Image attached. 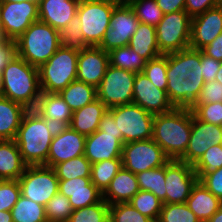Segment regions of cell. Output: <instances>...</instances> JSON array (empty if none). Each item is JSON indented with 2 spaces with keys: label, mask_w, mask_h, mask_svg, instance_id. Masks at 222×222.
I'll list each match as a JSON object with an SVG mask.
<instances>
[{
  "label": "cell",
  "mask_w": 222,
  "mask_h": 222,
  "mask_svg": "<svg viewBox=\"0 0 222 222\" xmlns=\"http://www.w3.org/2000/svg\"><path fill=\"white\" fill-rule=\"evenodd\" d=\"M190 110L198 120L222 126V102L193 105Z\"/></svg>",
  "instance_id": "obj_48"
},
{
  "label": "cell",
  "mask_w": 222,
  "mask_h": 222,
  "mask_svg": "<svg viewBox=\"0 0 222 222\" xmlns=\"http://www.w3.org/2000/svg\"><path fill=\"white\" fill-rule=\"evenodd\" d=\"M167 95L176 108H191L205 81L201 68V50L186 48L167 53Z\"/></svg>",
  "instance_id": "obj_1"
},
{
  "label": "cell",
  "mask_w": 222,
  "mask_h": 222,
  "mask_svg": "<svg viewBox=\"0 0 222 222\" xmlns=\"http://www.w3.org/2000/svg\"><path fill=\"white\" fill-rule=\"evenodd\" d=\"M13 222H48L46 218L45 206L30 200L23 195L11 209Z\"/></svg>",
  "instance_id": "obj_32"
},
{
  "label": "cell",
  "mask_w": 222,
  "mask_h": 222,
  "mask_svg": "<svg viewBox=\"0 0 222 222\" xmlns=\"http://www.w3.org/2000/svg\"><path fill=\"white\" fill-rule=\"evenodd\" d=\"M222 167V144L211 146L203 154L200 160L193 166L198 179L203 174L214 173Z\"/></svg>",
  "instance_id": "obj_45"
},
{
  "label": "cell",
  "mask_w": 222,
  "mask_h": 222,
  "mask_svg": "<svg viewBox=\"0 0 222 222\" xmlns=\"http://www.w3.org/2000/svg\"><path fill=\"white\" fill-rule=\"evenodd\" d=\"M130 7L140 23L156 27L164 16L155 0H135Z\"/></svg>",
  "instance_id": "obj_43"
},
{
  "label": "cell",
  "mask_w": 222,
  "mask_h": 222,
  "mask_svg": "<svg viewBox=\"0 0 222 222\" xmlns=\"http://www.w3.org/2000/svg\"><path fill=\"white\" fill-rule=\"evenodd\" d=\"M73 111L57 93H50L44 110V119L58 127H69Z\"/></svg>",
  "instance_id": "obj_31"
},
{
  "label": "cell",
  "mask_w": 222,
  "mask_h": 222,
  "mask_svg": "<svg viewBox=\"0 0 222 222\" xmlns=\"http://www.w3.org/2000/svg\"><path fill=\"white\" fill-rule=\"evenodd\" d=\"M15 41L17 55L36 68L45 64L60 47L59 31L39 20Z\"/></svg>",
  "instance_id": "obj_4"
},
{
  "label": "cell",
  "mask_w": 222,
  "mask_h": 222,
  "mask_svg": "<svg viewBox=\"0 0 222 222\" xmlns=\"http://www.w3.org/2000/svg\"><path fill=\"white\" fill-rule=\"evenodd\" d=\"M129 203L153 222L158 220L163 205L162 201L152 192L141 190L130 199Z\"/></svg>",
  "instance_id": "obj_37"
},
{
  "label": "cell",
  "mask_w": 222,
  "mask_h": 222,
  "mask_svg": "<svg viewBox=\"0 0 222 222\" xmlns=\"http://www.w3.org/2000/svg\"><path fill=\"white\" fill-rule=\"evenodd\" d=\"M191 21L185 10L164 14L156 26L157 43L162 54L190 47Z\"/></svg>",
  "instance_id": "obj_9"
},
{
  "label": "cell",
  "mask_w": 222,
  "mask_h": 222,
  "mask_svg": "<svg viewBox=\"0 0 222 222\" xmlns=\"http://www.w3.org/2000/svg\"><path fill=\"white\" fill-rule=\"evenodd\" d=\"M59 192L68 197L73 210L94 205L103 199L102 192L90 177L59 180Z\"/></svg>",
  "instance_id": "obj_22"
},
{
  "label": "cell",
  "mask_w": 222,
  "mask_h": 222,
  "mask_svg": "<svg viewBox=\"0 0 222 222\" xmlns=\"http://www.w3.org/2000/svg\"><path fill=\"white\" fill-rule=\"evenodd\" d=\"M59 95L72 111L81 109L97 99L96 88L79 80L72 81Z\"/></svg>",
  "instance_id": "obj_30"
},
{
  "label": "cell",
  "mask_w": 222,
  "mask_h": 222,
  "mask_svg": "<svg viewBox=\"0 0 222 222\" xmlns=\"http://www.w3.org/2000/svg\"><path fill=\"white\" fill-rule=\"evenodd\" d=\"M222 33V8L216 6L192 18L190 48L201 50Z\"/></svg>",
  "instance_id": "obj_19"
},
{
  "label": "cell",
  "mask_w": 222,
  "mask_h": 222,
  "mask_svg": "<svg viewBox=\"0 0 222 222\" xmlns=\"http://www.w3.org/2000/svg\"><path fill=\"white\" fill-rule=\"evenodd\" d=\"M92 163L85 155L61 162L53 167L59 180L75 179L76 177H90Z\"/></svg>",
  "instance_id": "obj_36"
},
{
  "label": "cell",
  "mask_w": 222,
  "mask_h": 222,
  "mask_svg": "<svg viewBox=\"0 0 222 222\" xmlns=\"http://www.w3.org/2000/svg\"><path fill=\"white\" fill-rule=\"evenodd\" d=\"M128 46L146 61L162 55L157 43L156 27L149 24L139 22Z\"/></svg>",
  "instance_id": "obj_28"
},
{
  "label": "cell",
  "mask_w": 222,
  "mask_h": 222,
  "mask_svg": "<svg viewBox=\"0 0 222 222\" xmlns=\"http://www.w3.org/2000/svg\"><path fill=\"white\" fill-rule=\"evenodd\" d=\"M142 72L156 88L167 92V54L147 61Z\"/></svg>",
  "instance_id": "obj_41"
},
{
  "label": "cell",
  "mask_w": 222,
  "mask_h": 222,
  "mask_svg": "<svg viewBox=\"0 0 222 222\" xmlns=\"http://www.w3.org/2000/svg\"><path fill=\"white\" fill-rule=\"evenodd\" d=\"M201 52L217 61H222V33L213 42L201 49Z\"/></svg>",
  "instance_id": "obj_54"
},
{
  "label": "cell",
  "mask_w": 222,
  "mask_h": 222,
  "mask_svg": "<svg viewBox=\"0 0 222 222\" xmlns=\"http://www.w3.org/2000/svg\"><path fill=\"white\" fill-rule=\"evenodd\" d=\"M109 207L102 199L94 205L73 210L68 222H109Z\"/></svg>",
  "instance_id": "obj_40"
},
{
  "label": "cell",
  "mask_w": 222,
  "mask_h": 222,
  "mask_svg": "<svg viewBox=\"0 0 222 222\" xmlns=\"http://www.w3.org/2000/svg\"><path fill=\"white\" fill-rule=\"evenodd\" d=\"M169 160L162 148L153 139L123 144L122 167L135 175L164 166Z\"/></svg>",
  "instance_id": "obj_13"
},
{
  "label": "cell",
  "mask_w": 222,
  "mask_h": 222,
  "mask_svg": "<svg viewBox=\"0 0 222 222\" xmlns=\"http://www.w3.org/2000/svg\"><path fill=\"white\" fill-rule=\"evenodd\" d=\"M139 189L152 192L162 202L166 199L165 165L136 174Z\"/></svg>",
  "instance_id": "obj_34"
},
{
  "label": "cell",
  "mask_w": 222,
  "mask_h": 222,
  "mask_svg": "<svg viewBox=\"0 0 222 222\" xmlns=\"http://www.w3.org/2000/svg\"><path fill=\"white\" fill-rule=\"evenodd\" d=\"M48 222H68L73 209L68 197L57 192L45 206Z\"/></svg>",
  "instance_id": "obj_42"
},
{
  "label": "cell",
  "mask_w": 222,
  "mask_h": 222,
  "mask_svg": "<svg viewBox=\"0 0 222 222\" xmlns=\"http://www.w3.org/2000/svg\"><path fill=\"white\" fill-rule=\"evenodd\" d=\"M217 6V0H185V11L193 18Z\"/></svg>",
  "instance_id": "obj_52"
},
{
  "label": "cell",
  "mask_w": 222,
  "mask_h": 222,
  "mask_svg": "<svg viewBox=\"0 0 222 222\" xmlns=\"http://www.w3.org/2000/svg\"><path fill=\"white\" fill-rule=\"evenodd\" d=\"M217 6L222 8V0H217Z\"/></svg>",
  "instance_id": "obj_63"
},
{
  "label": "cell",
  "mask_w": 222,
  "mask_h": 222,
  "mask_svg": "<svg viewBox=\"0 0 222 222\" xmlns=\"http://www.w3.org/2000/svg\"><path fill=\"white\" fill-rule=\"evenodd\" d=\"M138 24L139 20L130 6H115L109 28L98 47L109 52L115 48L128 46Z\"/></svg>",
  "instance_id": "obj_15"
},
{
  "label": "cell",
  "mask_w": 222,
  "mask_h": 222,
  "mask_svg": "<svg viewBox=\"0 0 222 222\" xmlns=\"http://www.w3.org/2000/svg\"><path fill=\"white\" fill-rule=\"evenodd\" d=\"M50 92L42 87L38 88L30 98L20 104L21 121L41 119L44 117L46 101Z\"/></svg>",
  "instance_id": "obj_39"
},
{
  "label": "cell",
  "mask_w": 222,
  "mask_h": 222,
  "mask_svg": "<svg viewBox=\"0 0 222 222\" xmlns=\"http://www.w3.org/2000/svg\"><path fill=\"white\" fill-rule=\"evenodd\" d=\"M164 14L185 10V0H155Z\"/></svg>",
  "instance_id": "obj_55"
},
{
  "label": "cell",
  "mask_w": 222,
  "mask_h": 222,
  "mask_svg": "<svg viewBox=\"0 0 222 222\" xmlns=\"http://www.w3.org/2000/svg\"><path fill=\"white\" fill-rule=\"evenodd\" d=\"M207 222H222V205L219 210Z\"/></svg>",
  "instance_id": "obj_59"
},
{
  "label": "cell",
  "mask_w": 222,
  "mask_h": 222,
  "mask_svg": "<svg viewBox=\"0 0 222 222\" xmlns=\"http://www.w3.org/2000/svg\"><path fill=\"white\" fill-rule=\"evenodd\" d=\"M123 137L122 134H110L98 129L86 136L85 157L92 163L122 158Z\"/></svg>",
  "instance_id": "obj_21"
},
{
  "label": "cell",
  "mask_w": 222,
  "mask_h": 222,
  "mask_svg": "<svg viewBox=\"0 0 222 222\" xmlns=\"http://www.w3.org/2000/svg\"><path fill=\"white\" fill-rule=\"evenodd\" d=\"M38 20V1L0 2L1 36L6 40L15 41Z\"/></svg>",
  "instance_id": "obj_12"
},
{
  "label": "cell",
  "mask_w": 222,
  "mask_h": 222,
  "mask_svg": "<svg viewBox=\"0 0 222 222\" xmlns=\"http://www.w3.org/2000/svg\"><path fill=\"white\" fill-rule=\"evenodd\" d=\"M222 144V126L198 120L192 112L191 135L185 154L179 159L194 166L207 149Z\"/></svg>",
  "instance_id": "obj_16"
},
{
  "label": "cell",
  "mask_w": 222,
  "mask_h": 222,
  "mask_svg": "<svg viewBox=\"0 0 222 222\" xmlns=\"http://www.w3.org/2000/svg\"><path fill=\"white\" fill-rule=\"evenodd\" d=\"M186 204L201 222H207L219 210L222 201L197 181Z\"/></svg>",
  "instance_id": "obj_26"
},
{
  "label": "cell",
  "mask_w": 222,
  "mask_h": 222,
  "mask_svg": "<svg viewBox=\"0 0 222 222\" xmlns=\"http://www.w3.org/2000/svg\"><path fill=\"white\" fill-rule=\"evenodd\" d=\"M115 5L104 0H80L77 14L88 47L99 46L109 28Z\"/></svg>",
  "instance_id": "obj_8"
},
{
  "label": "cell",
  "mask_w": 222,
  "mask_h": 222,
  "mask_svg": "<svg viewBox=\"0 0 222 222\" xmlns=\"http://www.w3.org/2000/svg\"><path fill=\"white\" fill-rule=\"evenodd\" d=\"M77 80L97 88L109 65L108 52L98 46L87 47L78 54Z\"/></svg>",
  "instance_id": "obj_20"
},
{
  "label": "cell",
  "mask_w": 222,
  "mask_h": 222,
  "mask_svg": "<svg viewBox=\"0 0 222 222\" xmlns=\"http://www.w3.org/2000/svg\"><path fill=\"white\" fill-rule=\"evenodd\" d=\"M27 165L15 140H0V180H18Z\"/></svg>",
  "instance_id": "obj_27"
},
{
  "label": "cell",
  "mask_w": 222,
  "mask_h": 222,
  "mask_svg": "<svg viewBox=\"0 0 222 222\" xmlns=\"http://www.w3.org/2000/svg\"><path fill=\"white\" fill-rule=\"evenodd\" d=\"M121 167L122 158L94 163L91 168V182L103 193Z\"/></svg>",
  "instance_id": "obj_35"
},
{
  "label": "cell",
  "mask_w": 222,
  "mask_h": 222,
  "mask_svg": "<svg viewBox=\"0 0 222 222\" xmlns=\"http://www.w3.org/2000/svg\"><path fill=\"white\" fill-rule=\"evenodd\" d=\"M98 130L110 134H122L118 133L117 124L114 121L113 115L109 111L103 115Z\"/></svg>",
  "instance_id": "obj_56"
},
{
  "label": "cell",
  "mask_w": 222,
  "mask_h": 222,
  "mask_svg": "<svg viewBox=\"0 0 222 222\" xmlns=\"http://www.w3.org/2000/svg\"><path fill=\"white\" fill-rule=\"evenodd\" d=\"M20 195L18 180H0V211H11Z\"/></svg>",
  "instance_id": "obj_47"
},
{
  "label": "cell",
  "mask_w": 222,
  "mask_h": 222,
  "mask_svg": "<svg viewBox=\"0 0 222 222\" xmlns=\"http://www.w3.org/2000/svg\"><path fill=\"white\" fill-rule=\"evenodd\" d=\"M86 136L70 127H58L50 144L47 166L84 155Z\"/></svg>",
  "instance_id": "obj_17"
},
{
  "label": "cell",
  "mask_w": 222,
  "mask_h": 222,
  "mask_svg": "<svg viewBox=\"0 0 222 222\" xmlns=\"http://www.w3.org/2000/svg\"><path fill=\"white\" fill-rule=\"evenodd\" d=\"M2 89H3V75L2 71L0 70V96L2 95Z\"/></svg>",
  "instance_id": "obj_61"
},
{
  "label": "cell",
  "mask_w": 222,
  "mask_h": 222,
  "mask_svg": "<svg viewBox=\"0 0 222 222\" xmlns=\"http://www.w3.org/2000/svg\"><path fill=\"white\" fill-rule=\"evenodd\" d=\"M78 51L59 47L54 55L38 68L40 87L59 94L77 80Z\"/></svg>",
  "instance_id": "obj_5"
},
{
  "label": "cell",
  "mask_w": 222,
  "mask_h": 222,
  "mask_svg": "<svg viewBox=\"0 0 222 222\" xmlns=\"http://www.w3.org/2000/svg\"><path fill=\"white\" fill-rule=\"evenodd\" d=\"M198 176L192 165L171 159L165 164L166 199L163 204L186 203Z\"/></svg>",
  "instance_id": "obj_14"
},
{
  "label": "cell",
  "mask_w": 222,
  "mask_h": 222,
  "mask_svg": "<svg viewBox=\"0 0 222 222\" xmlns=\"http://www.w3.org/2000/svg\"><path fill=\"white\" fill-rule=\"evenodd\" d=\"M220 65V61L208 57L201 52V68L203 71V79L205 83L216 79V74L219 71Z\"/></svg>",
  "instance_id": "obj_53"
},
{
  "label": "cell",
  "mask_w": 222,
  "mask_h": 222,
  "mask_svg": "<svg viewBox=\"0 0 222 222\" xmlns=\"http://www.w3.org/2000/svg\"><path fill=\"white\" fill-rule=\"evenodd\" d=\"M109 222H153L142 215L129 202L117 203L109 207Z\"/></svg>",
  "instance_id": "obj_46"
},
{
  "label": "cell",
  "mask_w": 222,
  "mask_h": 222,
  "mask_svg": "<svg viewBox=\"0 0 222 222\" xmlns=\"http://www.w3.org/2000/svg\"><path fill=\"white\" fill-rule=\"evenodd\" d=\"M59 42L61 47L78 52L88 47L84 41L80 18L77 13L69 24L59 31Z\"/></svg>",
  "instance_id": "obj_38"
},
{
  "label": "cell",
  "mask_w": 222,
  "mask_h": 222,
  "mask_svg": "<svg viewBox=\"0 0 222 222\" xmlns=\"http://www.w3.org/2000/svg\"><path fill=\"white\" fill-rule=\"evenodd\" d=\"M17 55L16 41L6 40L0 35V70Z\"/></svg>",
  "instance_id": "obj_51"
},
{
  "label": "cell",
  "mask_w": 222,
  "mask_h": 222,
  "mask_svg": "<svg viewBox=\"0 0 222 222\" xmlns=\"http://www.w3.org/2000/svg\"><path fill=\"white\" fill-rule=\"evenodd\" d=\"M57 127L46 119L21 121L16 136L20 154L27 166L45 165Z\"/></svg>",
  "instance_id": "obj_3"
},
{
  "label": "cell",
  "mask_w": 222,
  "mask_h": 222,
  "mask_svg": "<svg viewBox=\"0 0 222 222\" xmlns=\"http://www.w3.org/2000/svg\"><path fill=\"white\" fill-rule=\"evenodd\" d=\"M222 102V84L216 80L206 82L194 105Z\"/></svg>",
  "instance_id": "obj_49"
},
{
  "label": "cell",
  "mask_w": 222,
  "mask_h": 222,
  "mask_svg": "<svg viewBox=\"0 0 222 222\" xmlns=\"http://www.w3.org/2000/svg\"><path fill=\"white\" fill-rule=\"evenodd\" d=\"M18 182L21 195L42 206L59 192V179L54 169L45 165L27 166Z\"/></svg>",
  "instance_id": "obj_11"
},
{
  "label": "cell",
  "mask_w": 222,
  "mask_h": 222,
  "mask_svg": "<svg viewBox=\"0 0 222 222\" xmlns=\"http://www.w3.org/2000/svg\"><path fill=\"white\" fill-rule=\"evenodd\" d=\"M115 6H130L135 0H104Z\"/></svg>",
  "instance_id": "obj_57"
},
{
  "label": "cell",
  "mask_w": 222,
  "mask_h": 222,
  "mask_svg": "<svg viewBox=\"0 0 222 222\" xmlns=\"http://www.w3.org/2000/svg\"><path fill=\"white\" fill-rule=\"evenodd\" d=\"M2 97L22 103L40 88L38 68L16 55L2 70Z\"/></svg>",
  "instance_id": "obj_6"
},
{
  "label": "cell",
  "mask_w": 222,
  "mask_h": 222,
  "mask_svg": "<svg viewBox=\"0 0 222 222\" xmlns=\"http://www.w3.org/2000/svg\"><path fill=\"white\" fill-rule=\"evenodd\" d=\"M132 103L152 115L167 113L175 108L170 102L167 92L156 88L143 72L136 73Z\"/></svg>",
  "instance_id": "obj_18"
},
{
  "label": "cell",
  "mask_w": 222,
  "mask_h": 222,
  "mask_svg": "<svg viewBox=\"0 0 222 222\" xmlns=\"http://www.w3.org/2000/svg\"><path fill=\"white\" fill-rule=\"evenodd\" d=\"M156 222H201L186 203L163 204Z\"/></svg>",
  "instance_id": "obj_44"
},
{
  "label": "cell",
  "mask_w": 222,
  "mask_h": 222,
  "mask_svg": "<svg viewBox=\"0 0 222 222\" xmlns=\"http://www.w3.org/2000/svg\"><path fill=\"white\" fill-rule=\"evenodd\" d=\"M216 75L217 76H216L215 80L222 84V61H221V65H220L219 71H218V73Z\"/></svg>",
  "instance_id": "obj_60"
},
{
  "label": "cell",
  "mask_w": 222,
  "mask_h": 222,
  "mask_svg": "<svg viewBox=\"0 0 222 222\" xmlns=\"http://www.w3.org/2000/svg\"><path fill=\"white\" fill-rule=\"evenodd\" d=\"M80 0H38L39 21L60 31L77 13Z\"/></svg>",
  "instance_id": "obj_23"
},
{
  "label": "cell",
  "mask_w": 222,
  "mask_h": 222,
  "mask_svg": "<svg viewBox=\"0 0 222 222\" xmlns=\"http://www.w3.org/2000/svg\"><path fill=\"white\" fill-rule=\"evenodd\" d=\"M108 55L111 66L135 73L142 72L147 62L129 46L112 49Z\"/></svg>",
  "instance_id": "obj_33"
},
{
  "label": "cell",
  "mask_w": 222,
  "mask_h": 222,
  "mask_svg": "<svg viewBox=\"0 0 222 222\" xmlns=\"http://www.w3.org/2000/svg\"><path fill=\"white\" fill-rule=\"evenodd\" d=\"M20 125V103L0 96V140H15Z\"/></svg>",
  "instance_id": "obj_29"
},
{
  "label": "cell",
  "mask_w": 222,
  "mask_h": 222,
  "mask_svg": "<svg viewBox=\"0 0 222 222\" xmlns=\"http://www.w3.org/2000/svg\"><path fill=\"white\" fill-rule=\"evenodd\" d=\"M117 124L118 133H122L123 144L153 138V121L150 114L135 103L109 108Z\"/></svg>",
  "instance_id": "obj_7"
},
{
  "label": "cell",
  "mask_w": 222,
  "mask_h": 222,
  "mask_svg": "<svg viewBox=\"0 0 222 222\" xmlns=\"http://www.w3.org/2000/svg\"><path fill=\"white\" fill-rule=\"evenodd\" d=\"M200 181L215 197L222 201V167L214 173L203 174Z\"/></svg>",
  "instance_id": "obj_50"
},
{
  "label": "cell",
  "mask_w": 222,
  "mask_h": 222,
  "mask_svg": "<svg viewBox=\"0 0 222 222\" xmlns=\"http://www.w3.org/2000/svg\"><path fill=\"white\" fill-rule=\"evenodd\" d=\"M0 222H13L10 211H0Z\"/></svg>",
  "instance_id": "obj_58"
},
{
  "label": "cell",
  "mask_w": 222,
  "mask_h": 222,
  "mask_svg": "<svg viewBox=\"0 0 222 222\" xmlns=\"http://www.w3.org/2000/svg\"><path fill=\"white\" fill-rule=\"evenodd\" d=\"M192 111L190 108H174L155 115L153 140L171 160H179L186 152L191 135Z\"/></svg>",
  "instance_id": "obj_2"
},
{
  "label": "cell",
  "mask_w": 222,
  "mask_h": 222,
  "mask_svg": "<svg viewBox=\"0 0 222 222\" xmlns=\"http://www.w3.org/2000/svg\"><path fill=\"white\" fill-rule=\"evenodd\" d=\"M107 111L108 108L96 99L81 109L73 111L69 127L84 136H89L99 128V123Z\"/></svg>",
  "instance_id": "obj_25"
},
{
  "label": "cell",
  "mask_w": 222,
  "mask_h": 222,
  "mask_svg": "<svg viewBox=\"0 0 222 222\" xmlns=\"http://www.w3.org/2000/svg\"><path fill=\"white\" fill-rule=\"evenodd\" d=\"M135 72L108 65L105 75L96 88L97 99L108 109L132 103Z\"/></svg>",
  "instance_id": "obj_10"
},
{
  "label": "cell",
  "mask_w": 222,
  "mask_h": 222,
  "mask_svg": "<svg viewBox=\"0 0 222 222\" xmlns=\"http://www.w3.org/2000/svg\"><path fill=\"white\" fill-rule=\"evenodd\" d=\"M136 175L124 167L111 180L102 198L109 204L126 203L139 191Z\"/></svg>",
  "instance_id": "obj_24"
},
{
  "label": "cell",
  "mask_w": 222,
  "mask_h": 222,
  "mask_svg": "<svg viewBox=\"0 0 222 222\" xmlns=\"http://www.w3.org/2000/svg\"><path fill=\"white\" fill-rule=\"evenodd\" d=\"M23 2V1H38V0H0V2Z\"/></svg>",
  "instance_id": "obj_62"
}]
</instances>
